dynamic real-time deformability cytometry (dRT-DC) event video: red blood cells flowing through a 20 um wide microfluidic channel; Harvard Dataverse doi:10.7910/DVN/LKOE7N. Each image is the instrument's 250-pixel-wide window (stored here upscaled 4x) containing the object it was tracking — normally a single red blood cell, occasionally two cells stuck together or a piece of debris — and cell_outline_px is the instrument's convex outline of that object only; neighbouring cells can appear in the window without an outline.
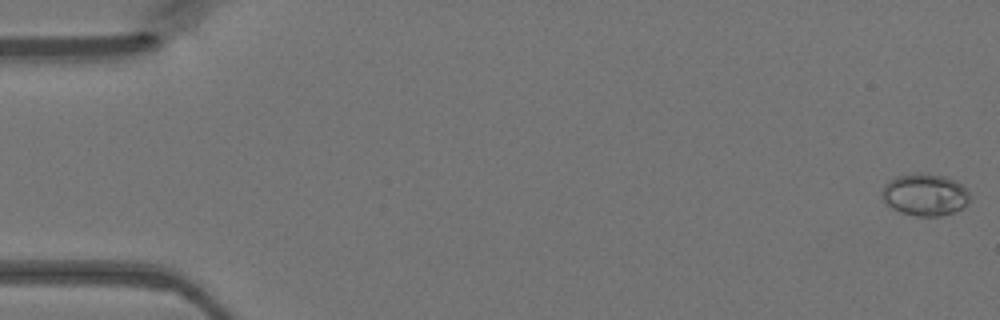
{"species": "Egyptian fruit bat (a non-hibernating species)", "species_latin": "Rousettus aegyptiacus", "temperature_condition": "warm", "stored_images_in_passage": 48, "camera_frame_rate_fps": 3000, "um_per_image_px": 0.085, "animal": {"sex": "female"}, "frame": {"image": 1, "passage_image": 1, "time_ms": 0.0, "image_size_px": [1000, 320], "cell_outline_px": [[968, 200], [960, 208], [952, 212], [940, 216], [916, 216], [900, 212], [884, 204], [880, 196], [880, 192], [884, 184], [888, 180], [896, 176], [916, 172], [920, 172], [944, 176], [960, 184], [968, 192]], "centroid_in_image_um": [78.5, 16.54], "position_along_channel_um": 6.5, "area_um2": 21.56}}
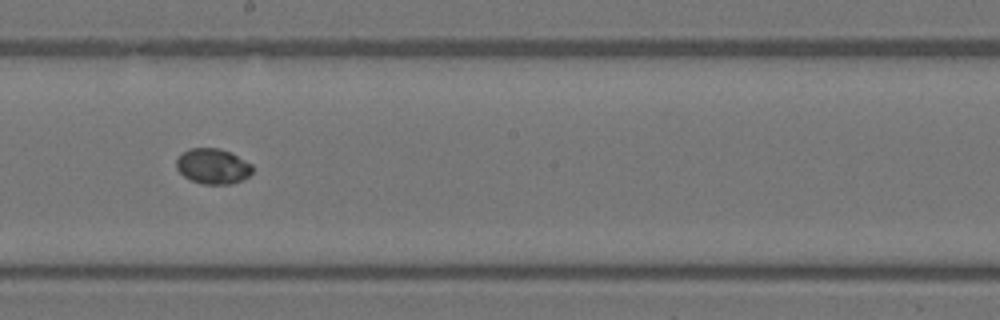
{"frame": {"image": 2, "passage_image": 27, "time_ms": 8.667, "image_size_px": [1000, 320], "cell_outline_px": [[252, 172], [248, 176], [232, 184], [200, 184], [184, 176], [176, 168], [176, 160], [188, 148], [220, 148], [232, 152], [252, 164]], "centroid_in_image_um": [18.1, 14.12], "position_along_channel_um": 230.1, "area_um2": 15.72}}
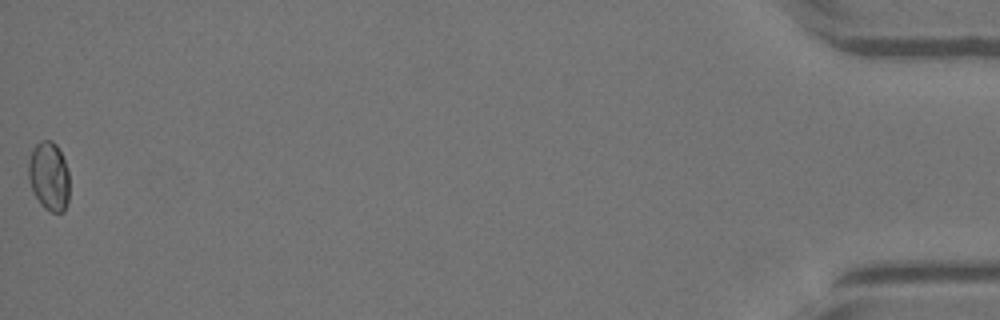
{"frame": {"image": 3, "passage_image": 48, "time_ms": 15.667, "image_size_px": [1000, 320], "cell_outline_px": [[68, 200], [64, 212], [52, 212], [44, 208], [40, 204], [32, 188], [28, 176], [28, 160], [32, 148], [40, 140], [52, 140], [56, 144], [64, 160], [68, 172]], "centroid_in_image_um": [4.15, 14.96], "position_along_channel_um": 431.1, "area_um2": 16.42}}